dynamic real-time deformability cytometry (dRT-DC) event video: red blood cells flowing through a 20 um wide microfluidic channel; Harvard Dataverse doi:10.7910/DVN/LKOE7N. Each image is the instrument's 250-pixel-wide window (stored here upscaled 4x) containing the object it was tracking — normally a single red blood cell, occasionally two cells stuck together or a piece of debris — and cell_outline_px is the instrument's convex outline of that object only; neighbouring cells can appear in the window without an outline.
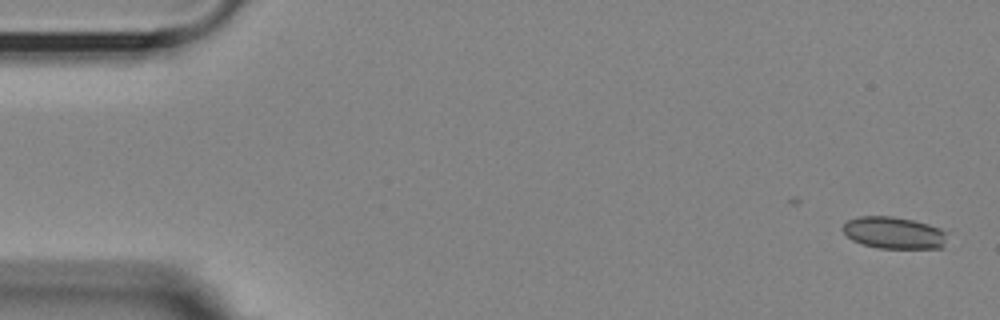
{"species": "Egyptian fruit bat (a non-hibernating species)", "species_latin": "Rousettus aegyptiacus", "temperature_condition": "room temperature", "stored_images_in_passage": 5, "camera_frame_rate_fps": 3000, "um_per_image_px": 0.085, "animal": {"sex": "female"}, "frame": {"image": 1, "passage_image": 1, "time_ms": 0.0, "image_size_px": [1000, 320], "cell_outline_px": [[944, 248], [876, 248], [852, 240], [840, 228], [848, 220], [860, 216], [892, 216], [912, 220], [928, 224], [940, 228], [944, 232]], "centroid_in_image_um": [75.94, 19.78], "position_along_channel_um": 9.1, "area_um2": 19.25}}